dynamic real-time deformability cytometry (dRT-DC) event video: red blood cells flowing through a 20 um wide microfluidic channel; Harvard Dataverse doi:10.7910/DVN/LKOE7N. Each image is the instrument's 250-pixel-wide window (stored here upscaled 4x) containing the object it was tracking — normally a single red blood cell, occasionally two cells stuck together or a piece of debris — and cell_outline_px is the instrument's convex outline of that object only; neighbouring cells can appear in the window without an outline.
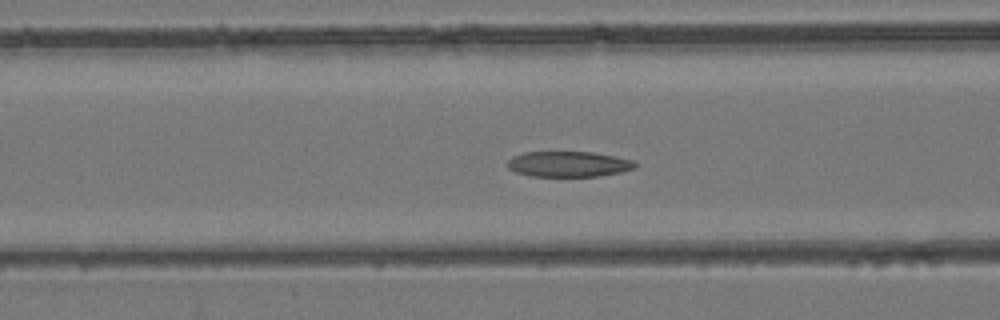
{"species": "common noctule bat (a hibernating species)", "species_latin": "Nyctalus noctula", "temperature_condition": "room temperature", "stored_images_in_passage": 40, "camera_frame_rate_fps": 3000, "um_per_image_px": 0.085, "animal": {"sex": "female", "body_mass_g": 24.6, "forearm_length_mm": 56.2}, "frame": {"image": 1, "passage_image": 11, "time_ms": 3.333, "image_size_px": [1000, 320], "cell_outline_px": [[636, 168], [620, 172], [600, 176], [532, 176], [516, 172], [508, 168], [504, 164], [512, 156], [524, 152], [592, 152], [616, 156], [632, 160], [636, 164]], "centroid_in_image_um": [48.3, 13.94], "position_along_channel_um": 118.3, "area_um2": 19.07}}
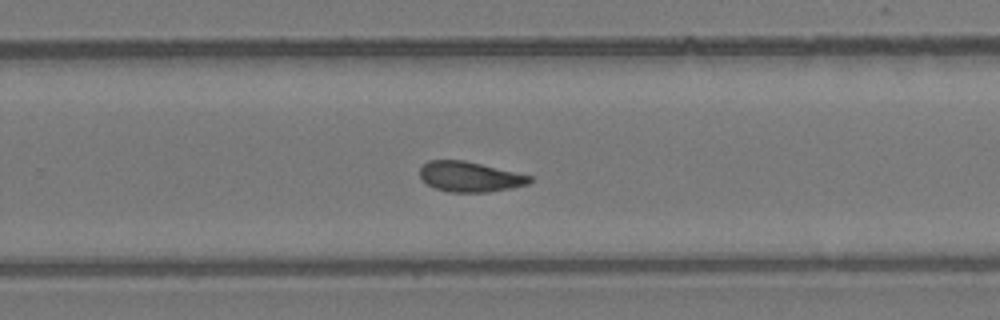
{"frame": {"image": 2, "passage_image": 23, "time_ms": 7.333, "image_size_px": [1000, 320], "cell_outline_px": [[532, 180], [528, 184], [512, 188], [484, 192], [448, 192], [436, 188], [428, 184], [420, 176], [420, 168], [428, 160], [464, 160], [532, 176]], "centroid_in_image_um": [39.93, 15.02], "position_along_channel_um": 289.9, "area_um2": 19.13}}
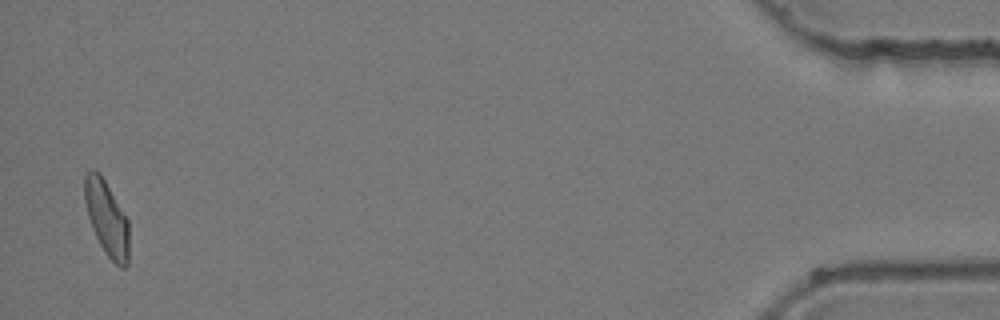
{"frame": {"image": 3, "passage_image": 39, "time_ms": 12.667, "image_size_px": [1000, 320], "cell_outline_px": [[128, 264], [124, 268], [120, 268], [108, 256], [100, 244], [92, 228], [88, 216], [84, 200], [84, 176], [92, 168], [100, 172], [128, 220]], "centroid_in_image_um": [9.06, 18.53], "position_along_channel_um": 426.1, "area_um2": 19.25}}